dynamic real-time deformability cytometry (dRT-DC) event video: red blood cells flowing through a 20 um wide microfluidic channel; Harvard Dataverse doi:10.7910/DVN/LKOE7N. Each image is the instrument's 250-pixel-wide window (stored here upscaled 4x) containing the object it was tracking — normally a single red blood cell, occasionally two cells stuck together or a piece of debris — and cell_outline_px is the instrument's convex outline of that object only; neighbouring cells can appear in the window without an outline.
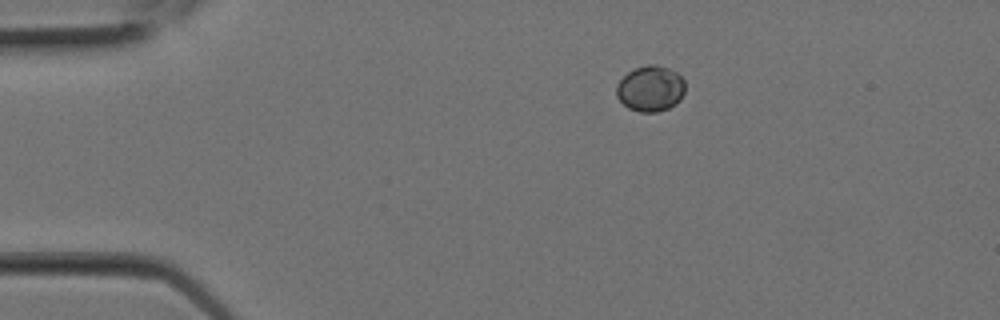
{"species": "Egyptian fruit bat (a non-hibernating species)", "species_latin": "Rousettus aegyptiacus", "temperature_condition": "room temperature", "stored_images_in_passage": 1, "camera_frame_rate_fps": 3000, "um_per_image_px": 0.085, "animal": {"sex": "female"}, "frame": {"image": 1, "passage_image": 1, "time_ms": 0.0, "image_size_px": [1000, 320], "cell_outline_px": [[684, 92], [680, 100], [676, 104], [668, 108], [656, 112], [640, 112], [628, 108], [616, 96], [616, 84], [628, 72], [636, 68], [648, 64], [652, 64], [668, 68], [676, 72], [684, 80]], "centroid_in_image_um": [55.28, 7.54], "position_along_channel_um": 29.7, "area_um2": 18.26}}